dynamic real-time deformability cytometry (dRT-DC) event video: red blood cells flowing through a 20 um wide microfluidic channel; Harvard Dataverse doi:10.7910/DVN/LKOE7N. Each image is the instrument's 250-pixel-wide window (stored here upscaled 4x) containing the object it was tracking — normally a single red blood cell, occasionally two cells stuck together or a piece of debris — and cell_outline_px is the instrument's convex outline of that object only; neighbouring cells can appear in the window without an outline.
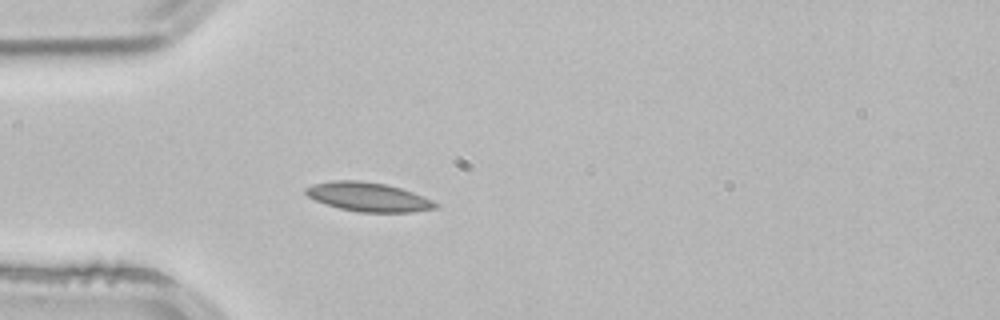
{"species": "common noctule bat (a hibernating species)", "species_latin": "Nyctalus noctula", "temperature_condition": "room temperature", "stored_images_in_passage": 2, "camera_frame_rate_fps": 3000, "um_per_image_px": 0.085, "animal": {"sex": "male", "body_mass_g": 21.5, "forearm_length_mm": 52.0}, "frame": {"image": 1, "passage_image": 2, "time_ms": 0.333, "image_size_px": [1000, 320], "cell_outline_px": [[440, 208], [412, 212], [360, 212], [340, 208], [324, 204], [308, 196], [304, 192], [304, 188], [312, 184], [332, 180], [360, 180], [384, 184], [400, 188], [412, 192], [432, 200], [440, 204]], "centroid_in_image_um": [31.3, 16.74], "position_along_channel_um": 53.7, "area_um2": 22.02}}